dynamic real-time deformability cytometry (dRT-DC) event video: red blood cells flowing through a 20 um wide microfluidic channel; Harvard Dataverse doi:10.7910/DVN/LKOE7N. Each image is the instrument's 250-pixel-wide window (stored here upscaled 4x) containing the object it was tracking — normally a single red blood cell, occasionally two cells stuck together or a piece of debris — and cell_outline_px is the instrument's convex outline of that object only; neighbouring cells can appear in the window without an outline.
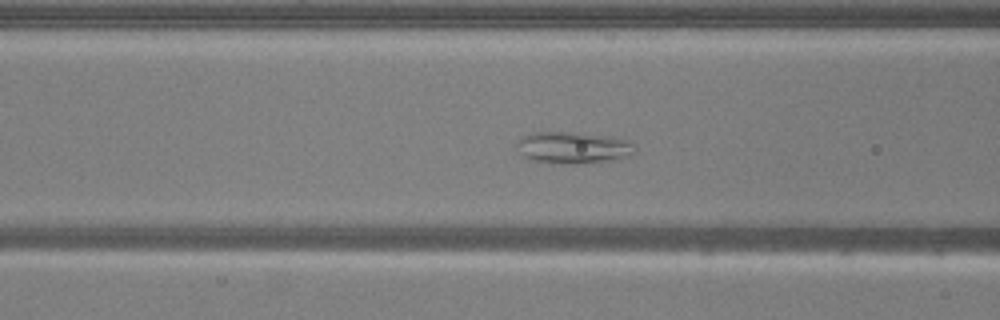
{"species": "common noctule bat (a hibernating species)", "species_latin": "Nyctalus noctula", "temperature_condition": "warm", "stored_images_in_passage": 54, "camera_frame_rate_fps": 3000, "um_per_image_px": 0.085, "animal": {"sex": "male", "body_mass_g": 20.5, "forearm_length_mm": 52.5}, "frame": {"image": 1, "passage_image": 21, "time_ms": 6.667, "image_size_px": [1000, 320], "cell_outline_px": [[636, 152], [628, 156], [612, 160], [576, 164], [548, 164], [532, 160], [524, 156], [516, 144], [524, 136], [532, 132], [564, 132], [612, 136], [628, 140], [632, 144]], "centroid_in_image_um": [48.73, 12.56], "position_along_channel_um": 117.9, "area_um2": 21.85}}
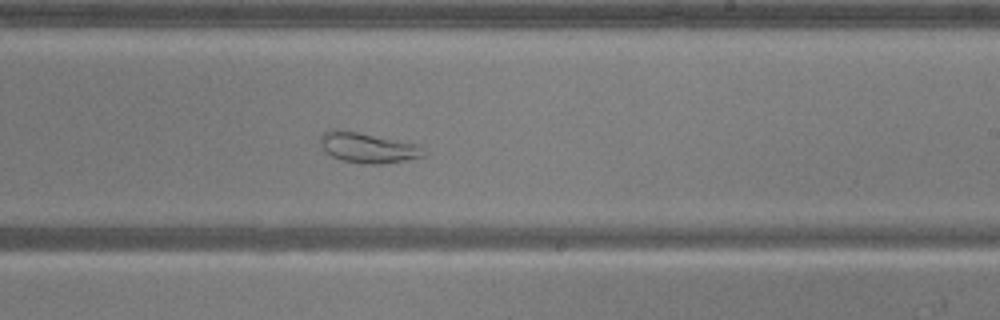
{"frame": {"image": 2, "passage_image": 32, "time_ms": 10.333, "image_size_px": [1000, 320], "cell_outline_px": [[424, 156], [404, 160], [380, 164], [364, 164], [344, 160], [332, 156], [320, 144], [320, 136], [324, 132], [332, 128], [336, 128], [416, 144]], "centroid_in_image_um": [31.17, 12.54], "position_along_channel_um": 257.8, "area_um2": 17.63}}
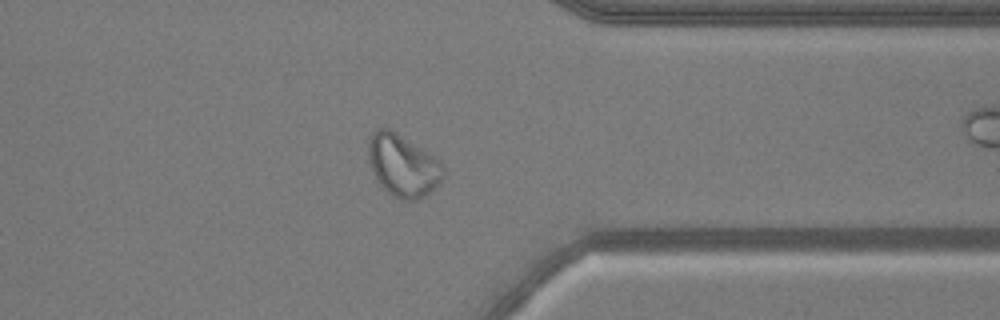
{"frame": {"image": 3, "passage_image": 42, "time_ms": 13.667, "image_size_px": [1000, 320], "cell_outline_px": [[444, 176], [424, 196], [416, 200], [400, 200], [392, 196], [376, 180], [368, 160], [368, 140], [372, 132], [376, 128], [388, 128], [396, 132], [440, 160], [444, 168]], "centroid_in_image_um": [34.21, 14.05], "position_along_channel_um": 377.2, "area_um2": 26.99}}